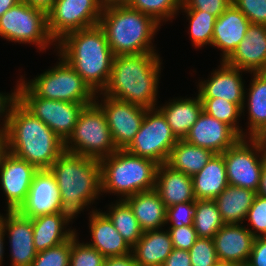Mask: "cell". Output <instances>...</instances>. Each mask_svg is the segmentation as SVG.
I'll return each mask as SVG.
<instances>
[{
	"label": "cell",
	"mask_w": 266,
	"mask_h": 266,
	"mask_svg": "<svg viewBox=\"0 0 266 266\" xmlns=\"http://www.w3.org/2000/svg\"><path fill=\"white\" fill-rule=\"evenodd\" d=\"M161 60L158 53L114 56L102 94L146 109L157 108Z\"/></svg>",
	"instance_id": "6da1fadb"
},
{
	"label": "cell",
	"mask_w": 266,
	"mask_h": 266,
	"mask_svg": "<svg viewBox=\"0 0 266 266\" xmlns=\"http://www.w3.org/2000/svg\"><path fill=\"white\" fill-rule=\"evenodd\" d=\"M55 49L95 94L102 93L111 75L114 54L99 25L66 34Z\"/></svg>",
	"instance_id": "7a4b0ae2"
},
{
	"label": "cell",
	"mask_w": 266,
	"mask_h": 266,
	"mask_svg": "<svg viewBox=\"0 0 266 266\" xmlns=\"http://www.w3.org/2000/svg\"><path fill=\"white\" fill-rule=\"evenodd\" d=\"M4 142L6 150L37 169H49L64 152V141L19 101L12 108Z\"/></svg>",
	"instance_id": "3957f363"
},
{
	"label": "cell",
	"mask_w": 266,
	"mask_h": 266,
	"mask_svg": "<svg viewBox=\"0 0 266 266\" xmlns=\"http://www.w3.org/2000/svg\"><path fill=\"white\" fill-rule=\"evenodd\" d=\"M159 25L124 2L105 3L99 22L114 56L158 53L152 41Z\"/></svg>",
	"instance_id": "277c9868"
},
{
	"label": "cell",
	"mask_w": 266,
	"mask_h": 266,
	"mask_svg": "<svg viewBox=\"0 0 266 266\" xmlns=\"http://www.w3.org/2000/svg\"><path fill=\"white\" fill-rule=\"evenodd\" d=\"M49 169L61 193L63 212L71 219L102 196L98 160L64 151Z\"/></svg>",
	"instance_id": "5b68a950"
},
{
	"label": "cell",
	"mask_w": 266,
	"mask_h": 266,
	"mask_svg": "<svg viewBox=\"0 0 266 266\" xmlns=\"http://www.w3.org/2000/svg\"><path fill=\"white\" fill-rule=\"evenodd\" d=\"M101 192L112 193L120 200L142 191L154 189L158 163L143 158L125 149H118L102 159Z\"/></svg>",
	"instance_id": "8992f818"
},
{
	"label": "cell",
	"mask_w": 266,
	"mask_h": 266,
	"mask_svg": "<svg viewBox=\"0 0 266 266\" xmlns=\"http://www.w3.org/2000/svg\"><path fill=\"white\" fill-rule=\"evenodd\" d=\"M117 150L102 109L95 102L85 106L64 151L100 161Z\"/></svg>",
	"instance_id": "52a82bcc"
},
{
	"label": "cell",
	"mask_w": 266,
	"mask_h": 266,
	"mask_svg": "<svg viewBox=\"0 0 266 266\" xmlns=\"http://www.w3.org/2000/svg\"><path fill=\"white\" fill-rule=\"evenodd\" d=\"M54 67L22 82L37 96L64 102L94 103L96 94L84 82L74 68L58 54ZM23 77V78H22Z\"/></svg>",
	"instance_id": "ba28073f"
},
{
	"label": "cell",
	"mask_w": 266,
	"mask_h": 266,
	"mask_svg": "<svg viewBox=\"0 0 266 266\" xmlns=\"http://www.w3.org/2000/svg\"><path fill=\"white\" fill-rule=\"evenodd\" d=\"M0 36L14 43L35 45L40 51L51 45L57 47L48 31L47 13L22 0L0 18Z\"/></svg>",
	"instance_id": "9c48e42d"
},
{
	"label": "cell",
	"mask_w": 266,
	"mask_h": 266,
	"mask_svg": "<svg viewBox=\"0 0 266 266\" xmlns=\"http://www.w3.org/2000/svg\"><path fill=\"white\" fill-rule=\"evenodd\" d=\"M19 80V102L65 142L72 134L80 112L92 103L64 102L37 97L21 79Z\"/></svg>",
	"instance_id": "30bf717a"
},
{
	"label": "cell",
	"mask_w": 266,
	"mask_h": 266,
	"mask_svg": "<svg viewBox=\"0 0 266 266\" xmlns=\"http://www.w3.org/2000/svg\"><path fill=\"white\" fill-rule=\"evenodd\" d=\"M177 142L163 113L158 108H152L147 109L139 131L125 150L160 165L167 162Z\"/></svg>",
	"instance_id": "8fae6325"
},
{
	"label": "cell",
	"mask_w": 266,
	"mask_h": 266,
	"mask_svg": "<svg viewBox=\"0 0 266 266\" xmlns=\"http://www.w3.org/2000/svg\"><path fill=\"white\" fill-rule=\"evenodd\" d=\"M248 139V140H247ZM229 185L257 193L266 157L252 137H241L222 153Z\"/></svg>",
	"instance_id": "7c38bea8"
},
{
	"label": "cell",
	"mask_w": 266,
	"mask_h": 266,
	"mask_svg": "<svg viewBox=\"0 0 266 266\" xmlns=\"http://www.w3.org/2000/svg\"><path fill=\"white\" fill-rule=\"evenodd\" d=\"M102 0H56L47 13L48 31L57 43L66 34L99 25Z\"/></svg>",
	"instance_id": "4fadbf2b"
},
{
	"label": "cell",
	"mask_w": 266,
	"mask_h": 266,
	"mask_svg": "<svg viewBox=\"0 0 266 266\" xmlns=\"http://www.w3.org/2000/svg\"><path fill=\"white\" fill-rule=\"evenodd\" d=\"M94 102L106 117L115 147L125 149L139 131L147 109L102 93L96 94Z\"/></svg>",
	"instance_id": "5bb4252c"
},
{
	"label": "cell",
	"mask_w": 266,
	"mask_h": 266,
	"mask_svg": "<svg viewBox=\"0 0 266 266\" xmlns=\"http://www.w3.org/2000/svg\"><path fill=\"white\" fill-rule=\"evenodd\" d=\"M17 211L30 219L63 212L61 193L50 169H38L35 172L27 197Z\"/></svg>",
	"instance_id": "9a60e30c"
},
{
	"label": "cell",
	"mask_w": 266,
	"mask_h": 266,
	"mask_svg": "<svg viewBox=\"0 0 266 266\" xmlns=\"http://www.w3.org/2000/svg\"><path fill=\"white\" fill-rule=\"evenodd\" d=\"M37 170L33 164L5 150L0 159V184L6 196V210H17L25 201Z\"/></svg>",
	"instance_id": "2e32d148"
},
{
	"label": "cell",
	"mask_w": 266,
	"mask_h": 266,
	"mask_svg": "<svg viewBox=\"0 0 266 266\" xmlns=\"http://www.w3.org/2000/svg\"><path fill=\"white\" fill-rule=\"evenodd\" d=\"M4 215H1V222L9 238L10 266H30L37 255L32 219L22 216L17 210H6Z\"/></svg>",
	"instance_id": "e0dca14e"
},
{
	"label": "cell",
	"mask_w": 266,
	"mask_h": 266,
	"mask_svg": "<svg viewBox=\"0 0 266 266\" xmlns=\"http://www.w3.org/2000/svg\"><path fill=\"white\" fill-rule=\"evenodd\" d=\"M240 138L231 126L202 111L184 140L215 154H222Z\"/></svg>",
	"instance_id": "ac0fdd59"
},
{
	"label": "cell",
	"mask_w": 266,
	"mask_h": 266,
	"mask_svg": "<svg viewBox=\"0 0 266 266\" xmlns=\"http://www.w3.org/2000/svg\"><path fill=\"white\" fill-rule=\"evenodd\" d=\"M218 69L211 72L207 80L198 83V95L200 98H222L243 108L245 86L242 74L247 71L228 65L220 61Z\"/></svg>",
	"instance_id": "d6986e66"
},
{
	"label": "cell",
	"mask_w": 266,
	"mask_h": 266,
	"mask_svg": "<svg viewBox=\"0 0 266 266\" xmlns=\"http://www.w3.org/2000/svg\"><path fill=\"white\" fill-rule=\"evenodd\" d=\"M225 62L248 73L266 72V25L250 24L245 38Z\"/></svg>",
	"instance_id": "ffe728a7"
},
{
	"label": "cell",
	"mask_w": 266,
	"mask_h": 266,
	"mask_svg": "<svg viewBox=\"0 0 266 266\" xmlns=\"http://www.w3.org/2000/svg\"><path fill=\"white\" fill-rule=\"evenodd\" d=\"M213 239L219 263L249 261L255 237L242 223L224 224Z\"/></svg>",
	"instance_id": "44dd1931"
},
{
	"label": "cell",
	"mask_w": 266,
	"mask_h": 266,
	"mask_svg": "<svg viewBox=\"0 0 266 266\" xmlns=\"http://www.w3.org/2000/svg\"><path fill=\"white\" fill-rule=\"evenodd\" d=\"M250 24L247 17L232 3L216 18L211 46L222 51V61H225L245 38Z\"/></svg>",
	"instance_id": "7402d4cb"
},
{
	"label": "cell",
	"mask_w": 266,
	"mask_h": 266,
	"mask_svg": "<svg viewBox=\"0 0 266 266\" xmlns=\"http://www.w3.org/2000/svg\"><path fill=\"white\" fill-rule=\"evenodd\" d=\"M89 231L92 243L90 246L97 249L105 258L127 255L132 252V247L117 231L111 220L99 210L89 212Z\"/></svg>",
	"instance_id": "603a6c76"
},
{
	"label": "cell",
	"mask_w": 266,
	"mask_h": 266,
	"mask_svg": "<svg viewBox=\"0 0 266 266\" xmlns=\"http://www.w3.org/2000/svg\"><path fill=\"white\" fill-rule=\"evenodd\" d=\"M155 189L166 208L197 200L194 194L192 176L174 170L166 163L158 165Z\"/></svg>",
	"instance_id": "cb8c5ba5"
},
{
	"label": "cell",
	"mask_w": 266,
	"mask_h": 266,
	"mask_svg": "<svg viewBox=\"0 0 266 266\" xmlns=\"http://www.w3.org/2000/svg\"><path fill=\"white\" fill-rule=\"evenodd\" d=\"M72 219L64 212L41 215L32 219L33 243L37 252L68 241L76 229L67 228Z\"/></svg>",
	"instance_id": "d4e9b609"
},
{
	"label": "cell",
	"mask_w": 266,
	"mask_h": 266,
	"mask_svg": "<svg viewBox=\"0 0 266 266\" xmlns=\"http://www.w3.org/2000/svg\"><path fill=\"white\" fill-rule=\"evenodd\" d=\"M131 207L143 232L161 229L166 225L167 208L154 188L124 199Z\"/></svg>",
	"instance_id": "484cf974"
},
{
	"label": "cell",
	"mask_w": 266,
	"mask_h": 266,
	"mask_svg": "<svg viewBox=\"0 0 266 266\" xmlns=\"http://www.w3.org/2000/svg\"><path fill=\"white\" fill-rule=\"evenodd\" d=\"M178 140H184L190 128L203 111L199 95L195 98H174L163 106H157Z\"/></svg>",
	"instance_id": "4316f807"
},
{
	"label": "cell",
	"mask_w": 266,
	"mask_h": 266,
	"mask_svg": "<svg viewBox=\"0 0 266 266\" xmlns=\"http://www.w3.org/2000/svg\"><path fill=\"white\" fill-rule=\"evenodd\" d=\"M148 230L132 247L137 266H162L173 250L168 230Z\"/></svg>",
	"instance_id": "83f0119b"
},
{
	"label": "cell",
	"mask_w": 266,
	"mask_h": 266,
	"mask_svg": "<svg viewBox=\"0 0 266 266\" xmlns=\"http://www.w3.org/2000/svg\"><path fill=\"white\" fill-rule=\"evenodd\" d=\"M192 181L197 200H214L229 185L223 155L214 154Z\"/></svg>",
	"instance_id": "f1b7e54d"
},
{
	"label": "cell",
	"mask_w": 266,
	"mask_h": 266,
	"mask_svg": "<svg viewBox=\"0 0 266 266\" xmlns=\"http://www.w3.org/2000/svg\"><path fill=\"white\" fill-rule=\"evenodd\" d=\"M250 74H253L250 88L246 89L249 92L245 90L244 96L246 97L244 102L247 101V104L244 103L242 108V115H244V109L247 107L249 120L247 121L249 132H244V137H253L266 125V72H250Z\"/></svg>",
	"instance_id": "f546056e"
},
{
	"label": "cell",
	"mask_w": 266,
	"mask_h": 266,
	"mask_svg": "<svg viewBox=\"0 0 266 266\" xmlns=\"http://www.w3.org/2000/svg\"><path fill=\"white\" fill-rule=\"evenodd\" d=\"M256 192L228 185L215 199L225 224H244Z\"/></svg>",
	"instance_id": "4dcf8cb0"
},
{
	"label": "cell",
	"mask_w": 266,
	"mask_h": 266,
	"mask_svg": "<svg viewBox=\"0 0 266 266\" xmlns=\"http://www.w3.org/2000/svg\"><path fill=\"white\" fill-rule=\"evenodd\" d=\"M214 154L203 147L192 145L185 140H178L172 148L166 164L174 170L193 176L209 162Z\"/></svg>",
	"instance_id": "1f68e13d"
},
{
	"label": "cell",
	"mask_w": 266,
	"mask_h": 266,
	"mask_svg": "<svg viewBox=\"0 0 266 266\" xmlns=\"http://www.w3.org/2000/svg\"><path fill=\"white\" fill-rule=\"evenodd\" d=\"M108 211L103 212L113 223L121 236L133 247L143 235L131 207L123 199H117L115 204L108 205Z\"/></svg>",
	"instance_id": "d6a6232c"
},
{
	"label": "cell",
	"mask_w": 266,
	"mask_h": 266,
	"mask_svg": "<svg viewBox=\"0 0 266 266\" xmlns=\"http://www.w3.org/2000/svg\"><path fill=\"white\" fill-rule=\"evenodd\" d=\"M193 227L198 237L214 238L225 224L214 200H196Z\"/></svg>",
	"instance_id": "836d02e7"
},
{
	"label": "cell",
	"mask_w": 266,
	"mask_h": 266,
	"mask_svg": "<svg viewBox=\"0 0 266 266\" xmlns=\"http://www.w3.org/2000/svg\"><path fill=\"white\" fill-rule=\"evenodd\" d=\"M203 111L231 126L241 137H244L242 126L239 120L242 116V109L235 103L222 98H200ZM242 128V129H241Z\"/></svg>",
	"instance_id": "e575fe53"
},
{
	"label": "cell",
	"mask_w": 266,
	"mask_h": 266,
	"mask_svg": "<svg viewBox=\"0 0 266 266\" xmlns=\"http://www.w3.org/2000/svg\"><path fill=\"white\" fill-rule=\"evenodd\" d=\"M127 6L151 16L158 24L174 19L180 10L181 0H124Z\"/></svg>",
	"instance_id": "d590c367"
},
{
	"label": "cell",
	"mask_w": 266,
	"mask_h": 266,
	"mask_svg": "<svg viewBox=\"0 0 266 266\" xmlns=\"http://www.w3.org/2000/svg\"><path fill=\"white\" fill-rule=\"evenodd\" d=\"M189 20V34L195 48L212 45L216 17L204 11H182Z\"/></svg>",
	"instance_id": "8d00e7d4"
},
{
	"label": "cell",
	"mask_w": 266,
	"mask_h": 266,
	"mask_svg": "<svg viewBox=\"0 0 266 266\" xmlns=\"http://www.w3.org/2000/svg\"><path fill=\"white\" fill-rule=\"evenodd\" d=\"M77 234L71 237L69 266H103L105 257L87 242L80 243Z\"/></svg>",
	"instance_id": "74e56055"
},
{
	"label": "cell",
	"mask_w": 266,
	"mask_h": 266,
	"mask_svg": "<svg viewBox=\"0 0 266 266\" xmlns=\"http://www.w3.org/2000/svg\"><path fill=\"white\" fill-rule=\"evenodd\" d=\"M192 266H218L213 238L198 237L188 250Z\"/></svg>",
	"instance_id": "f35d334b"
},
{
	"label": "cell",
	"mask_w": 266,
	"mask_h": 266,
	"mask_svg": "<svg viewBox=\"0 0 266 266\" xmlns=\"http://www.w3.org/2000/svg\"><path fill=\"white\" fill-rule=\"evenodd\" d=\"M71 238L55 247L37 252L30 266H69Z\"/></svg>",
	"instance_id": "ab89813d"
},
{
	"label": "cell",
	"mask_w": 266,
	"mask_h": 266,
	"mask_svg": "<svg viewBox=\"0 0 266 266\" xmlns=\"http://www.w3.org/2000/svg\"><path fill=\"white\" fill-rule=\"evenodd\" d=\"M247 229L256 237H266V197L256 194L245 221ZM251 226L252 228H249Z\"/></svg>",
	"instance_id": "60d3db41"
},
{
	"label": "cell",
	"mask_w": 266,
	"mask_h": 266,
	"mask_svg": "<svg viewBox=\"0 0 266 266\" xmlns=\"http://www.w3.org/2000/svg\"><path fill=\"white\" fill-rule=\"evenodd\" d=\"M196 214L195 201L175 204L167 208L166 212V226L182 227L193 225V219Z\"/></svg>",
	"instance_id": "b9f144b4"
},
{
	"label": "cell",
	"mask_w": 266,
	"mask_h": 266,
	"mask_svg": "<svg viewBox=\"0 0 266 266\" xmlns=\"http://www.w3.org/2000/svg\"><path fill=\"white\" fill-rule=\"evenodd\" d=\"M251 24L266 25V0H232Z\"/></svg>",
	"instance_id": "7bdbcfd3"
},
{
	"label": "cell",
	"mask_w": 266,
	"mask_h": 266,
	"mask_svg": "<svg viewBox=\"0 0 266 266\" xmlns=\"http://www.w3.org/2000/svg\"><path fill=\"white\" fill-rule=\"evenodd\" d=\"M232 0H181L182 11H204L218 18Z\"/></svg>",
	"instance_id": "ee69618b"
},
{
	"label": "cell",
	"mask_w": 266,
	"mask_h": 266,
	"mask_svg": "<svg viewBox=\"0 0 266 266\" xmlns=\"http://www.w3.org/2000/svg\"><path fill=\"white\" fill-rule=\"evenodd\" d=\"M167 230L171 237L172 246L175 249L188 251L198 238L193 225L168 227Z\"/></svg>",
	"instance_id": "f6af8a7d"
},
{
	"label": "cell",
	"mask_w": 266,
	"mask_h": 266,
	"mask_svg": "<svg viewBox=\"0 0 266 266\" xmlns=\"http://www.w3.org/2000/svg\"><path fill=\"white\" fill-rule=\"evenodd\" d=\"M17 82L16 88L13 90L14 92L9 94L0 92V120H2L0 124V138L2 139H4L9 126L12 108L19 101V81Z\"/></svg>",
	"instance_id": "bcb514c9"
},
{
	"label": "cell",
	"mask_w": 266,
	"mask_h": 266,
	"mask_svg": "<svg viewBox=\"0 0 266 266\" xmlns=\"http://www.w3.org/2000/svg\"><path fill=\"white\" fill-rule=\"evenodd\" d=\"M249 266H266V237H256L253 243Z\"/></svg>",
	"instance_id": "7dc6e473"
},
{
	"label": "cell",
	"mask_w": 266,
	"mask_h": 266,
	"mask_svg": "<svg viewBox=\"0 0 266 266\" xmlns=\"http://www.w3.org/2000/svg\"><path fill=\"white\" fill-rule=\"evenodd\" d=\"M162 266H192L189 252L173 248Z\"/></svg>",
	"instance_id": "c3c4849f"
},
{
	"label": "cell",
	"mask_w": 266,
	"mask_h": 266,
	"mask_svg": "<svg viewBox=\"0 0 266 266\" xmlns=\"http://www.w3.org/2000/svg\"><path fill=\"white\" fill-rule=\"evenodd\" d=\"M103 266H137L133 253L122 256L106 257Z\"/></svg>",
	"instance_id": "681fc988"
},
{
	"label": "cell",
	"mask_w": 266,
	"mask_h": 266,
	"mask_svg": "<svg viewBox=\"0 0 266 266\" xmlns=\"http://www.w3.org/2000/svg\"><path fill=\"white\" fill-rule=\"evenodd\" d=\"M28 5L43 10L44 12L48 13L52 7L54 6V3L56 0H22Z\"/></svg>",
	"instance_id": "f907efd6"
},
{
	"label": "cell",
	"mask_w": 266,
	"mask_h": 266,
	"mask_svg": "<svg viewBox=\"0 0 266 266\" xmlns=\"http://www.w3.org/2000/svg\"><path fill=\"white\" fill-rule=\"evenodd\" d=\"M266 157V125L252 137Z\"/></svg>",
	"instance_id": "816d5d0a"
},
{
	"label": "cell",
	"mask_w": 266,
	"mask_h": 266,
	"mask_svg": "<svg viewBox=\"0 0 266 266\" xmlns=\"http://www.w3.org/2000/svg\"><path fill=\"white\" fill-rule=\"evenodd\" d=\"M21 0H0V18Z\"/></svg>",
	"instance_id": "f5cc1de1"
},
{
	"label": "cell",
	"mask_w": 266,
	"mask_h": 266,
	"mask_svg": "<svg viewBox=\"0 0 266 266\" xmlns=\"http://www.w3.org/2000/svg\"><path fill=\"white\" fill-rule=\"evenodd\" d=\"M257 194L266 197V162L261 173L260 186Z\"/></svg>",
	"instance_id": "db71d44e"
},
{
	"label": "cell",
	"mask_w": 266,
	"mask_h": 266,
	"mask_svg": "<svg viewBox=\"0 0 266 266\" xmlns=\"http://www.w3.org/2000/svg\"><path fill=\"white\" fill-rule=\"evenodd\" d=\"M5 233L3 230V225L1 222V214H0V266H3V256H4V241H5Z\"/></svg>",
	"instance_id": "11a10c76"
},
{
	"label": "cell",
	"mask_w": 266,
	"mask_h": 266,
	"mask_svg": "<svg viewBox=\"0 0 266 266\" xmlns=\"http://www.w3.org/2000/svg\"><path fill=\"white\" fill-rule=\"evenodd\" d=\"M6 150L4 139L0 138V159Z\"/></svg>",
	"instance_id": "9f6ffc18"
},
{
	"label": "cell",
	"mask_w": 266,
	"mask_h": 266,
	"mask_svg": "<svg viewBox=\"0 0 266 266\" xmlns=\"http://www.w3.org/2000/svg\"><path fill=\"white\" fill-rule=\"evenodd\" d=\"M218 266H244L242 263H219Z\"/></svg>",
	"instance_id": "6f0895ef"
},
{
	"label": "cell",
	"mask_w": 266,
	"mask_h": 266,
	"mask_svg": "<svg viewBox=\"0 0 266 266\" xmlns=\"http://www.w3.org/2000/svg\"><path fill=\"white\" fill-rule=\"evenodd\" d=\"M104 3L123 2L124 0H102Z\"/></svg>",
	"instance_id": "680465c9"
}]
</instances>
